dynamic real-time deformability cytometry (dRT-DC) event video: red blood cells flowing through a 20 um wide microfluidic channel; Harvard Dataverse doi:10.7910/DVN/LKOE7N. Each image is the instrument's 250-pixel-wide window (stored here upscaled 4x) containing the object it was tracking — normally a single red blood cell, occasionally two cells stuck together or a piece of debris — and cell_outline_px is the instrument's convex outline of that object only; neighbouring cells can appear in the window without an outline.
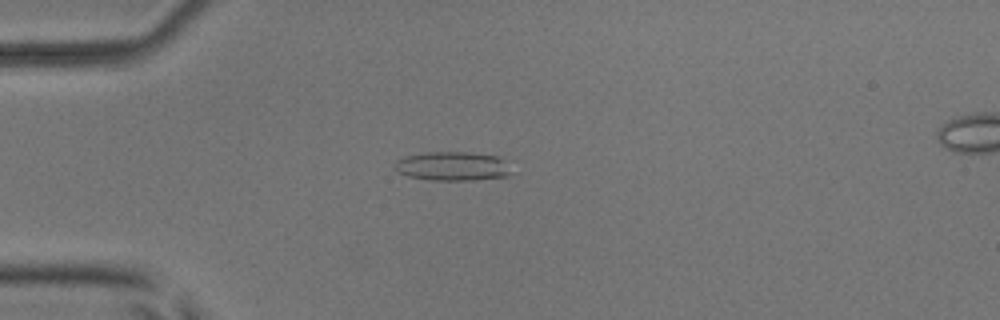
{"species": "common noctule bat (a hibernating species)", "species_latin": "Nyctalus noctula", "temperature_condition": "room temperature", "stored_images_in_passage": 8, "camera_frame_rate_fps": 3000, "um_per_image_px": 0.085, "animal": {"sex": "male", "body_mass_g": 17.9, "forearm_length_mm": 54.2}, "frame": {"image": 1, "passage_image": 4, "time_ms": 4.333, "image_size_px": [1000, 320], "cell_outline_px": [[508, 176], [476, 180], [428, 180], [408, 176], [396, 172], [392, 168], [392, 164], [396, 160], [408, 156], [428, 152], [468, 152], [500, 156], [504, 160], [508, 172]], "centroid_in_image_um": [38.39, 14.13], "position_along_channel_um": 46.6, "area_um2": 19.77}}
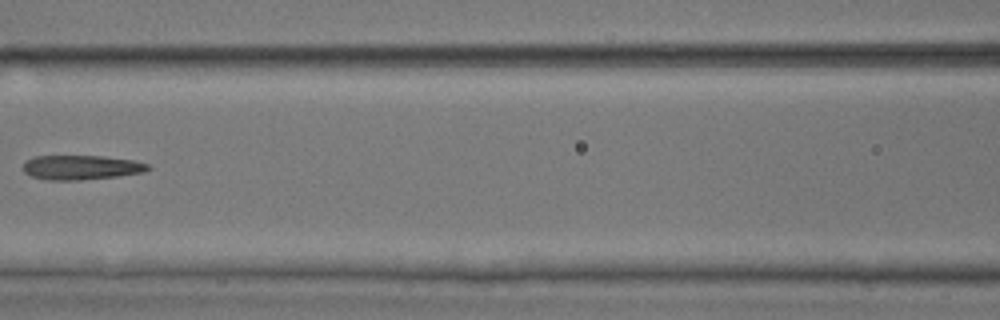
{"frame": {"image": 2, "passage_image": 7, "time_ms": 7.667, "image_size_px": [1000, 320], "cell_outline_px": [[152, 168], [144, 172], [116, 176], [80, 180], [48, 180], [32, 176], [24, 172], [24, 160], [36, 156], [104, 156], [132, 160], [148, 164]], "centroid_in_image_um": [6.9, 14.22], "position_along_channel_um": 159.7, "area_um2": 17.74}}
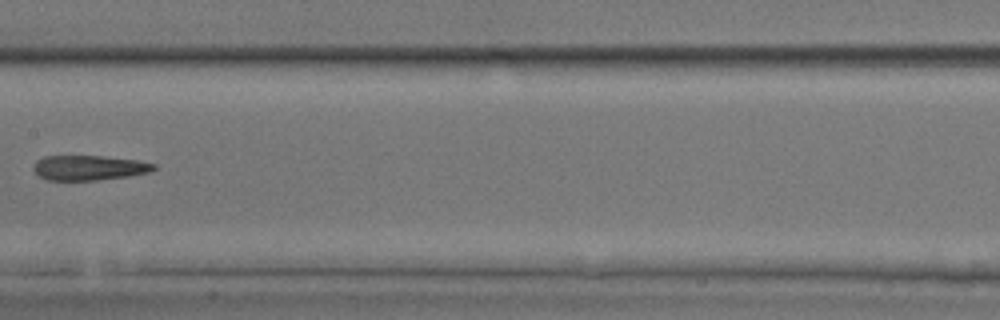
{"frame": {"image": 3, "passage_image": 8, "time_ms": 8.667, "image_size_px": [1000, 320], "cell_outline_px": [[156, 168], [148, 172], [128, 176], [96, 180], [48, 180], [40, 176], [32, 168], [32, 164], [36, 160], [44, 156], [104, 156], [136, 160], [156, 164]], "centroid_in_image_um": [7.53, 14.25], "position_along_channel_um": 199.9, "area_um2": 17.4}}